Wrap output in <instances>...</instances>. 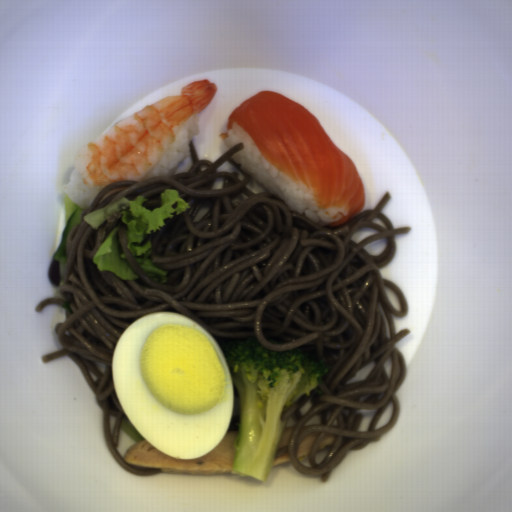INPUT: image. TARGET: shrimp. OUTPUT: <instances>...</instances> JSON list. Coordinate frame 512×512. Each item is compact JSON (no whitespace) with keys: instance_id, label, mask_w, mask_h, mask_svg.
<instances>
[{"instance_id":"a79e029a","label":"shrimp","mask_w":512,"mask_h":512,"mask_svg":"<svg viewBox=\"0 0 512 512\" xmlns=\"http://www.w3.org/2000/svg\"><path fill=\"white\" fill-rule=\"evenodd\" d=\"M218 88L208 79L185 84L117 122L82 147L74 160L83 183L98 193L115 182H140L165 157L181 126L208 108Z\"/></svg>"}]
</instances>
